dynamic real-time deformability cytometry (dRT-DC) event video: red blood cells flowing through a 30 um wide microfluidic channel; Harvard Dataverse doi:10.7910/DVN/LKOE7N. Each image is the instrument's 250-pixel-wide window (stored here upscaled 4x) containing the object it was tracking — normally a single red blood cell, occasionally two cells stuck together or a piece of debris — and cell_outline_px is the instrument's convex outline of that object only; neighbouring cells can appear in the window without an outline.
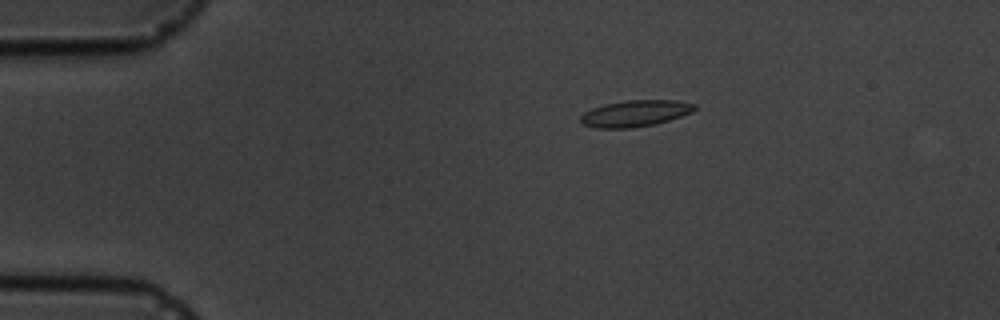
{"species": "common noctule bat (a hibernating species)", "species_latin": "Nyctalus noctula", "temperature_condition": "cold", "stored_images_in_passage": 4, "camera_frame_rate_fps": 3000, "um_per_image_px": 0.085, "animal": {"sex": "male", "body_mass_g": 19.5, "forearm_length_mm": 54.6}, "frame": {"image": 1, "passage_image": 1, "time_ms": 0.0, "image_size_px": [1000, 320], "cell_outline_px": [[696, 108], [692, 112], [656, 124], [628, 128], [596, 128], [580, 124], [580, 116], [584, 112], [592, 108], [604, 104], [628, 100], [676, 100], [696, 104]], "centroid_in_image_um": [53.96, 9.64], "position_along_channel_um": 31.0, "area_um2": 17.57}}
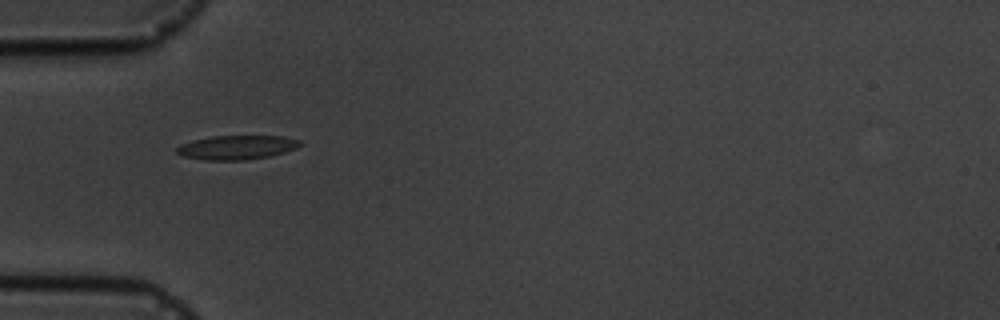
{"frame": {"image": 2, "passage_image": 3, "time_ms": 2.333, "image_size_px": [1000, 320], "cell_outline_px": [[300, 144], [296, 148], [284, 152], [268, 156], [244, 160], [204, 160], [180, 156], [176, 152], [176, 148], [180, 144], [192, 140], [212, 136], [284, 136], [300, 140]], "centroid_in_image_um": [20.07, 12.53], "position_along_channel_um": 64.9, "area_um2": 17.34}}
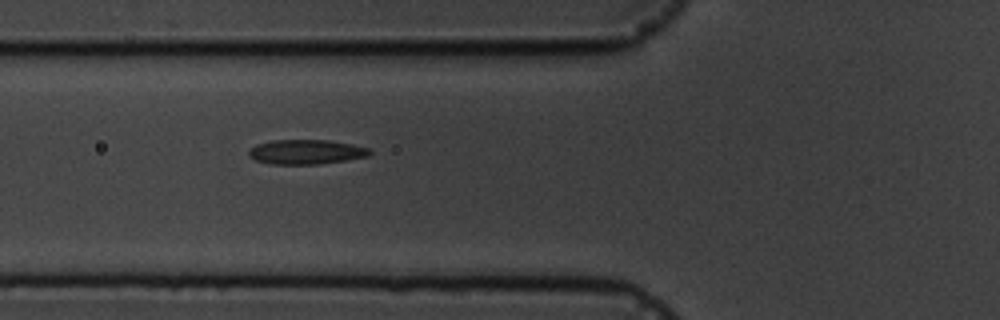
{"frame": {"image": 3, "passage_image": 4, "time_ms": 3.333, "image_size_px": [1000, 320], "cell_outline_px": [[372, 152], [368, 156], [320, 164], [272, 164], [256, 160], [248, 156], [248, 152], [256, 144], [272, 140], [328, 140], [352, 144], [368, 148]], "centroid_in_image_um": [26.0, 12.91], "position_along_channel_um": 99.8, "area_um2": 17.22}}